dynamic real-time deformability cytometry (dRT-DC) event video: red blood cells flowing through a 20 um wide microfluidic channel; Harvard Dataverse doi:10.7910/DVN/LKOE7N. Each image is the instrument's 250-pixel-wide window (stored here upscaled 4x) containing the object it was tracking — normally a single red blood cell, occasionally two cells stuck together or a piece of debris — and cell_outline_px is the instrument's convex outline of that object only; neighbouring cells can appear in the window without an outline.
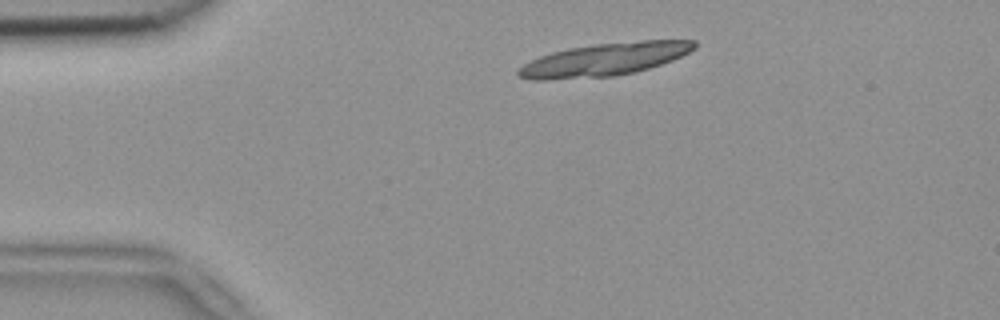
{"species": "common noctule bat (a hibernating species)", "species_latin": "Nyctalus noctula", "temperature_condition": "room temperature", "stored_images_in_passage": 7, "camera_frame_rate_fps": 3000, "um_per_image_px": 0.085, "animal": {"sex": "female", "body_mass_g": 18.4}, "frame": {"image": 1, "passage_image": 1, "time_ms": 0.0, "image_size_px": [1000, 320], "cell_outline_px": [[696, 48], [672, 60], [636, 72], [616, 76], [544, 80], [532, 80], [520, 76], [516, 72], [516, 68], [540, 56], [552, 52], [568, 48], [592, 44], [640, 40], [696, 40]], "centroid_in_image_um": [51.36, 5.05], "position_along_channel_um": 33.6, "area_um2": 33.7}}
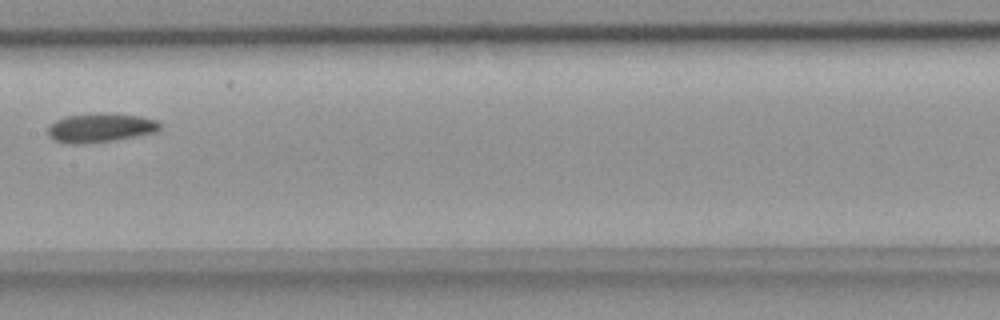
{"frame": {"image": 2, "passage_image": 6, "time_ms": 1.667, "image_size_px": [1000, 320], "cell_outline_px": [[160, 128], [156, 132], [116, 140], [76, 144], [72, 144], [56, 140], [48, 136], [48, 128], [56, 120], [68, 116], [96, 112], [100, 112], [140, 116], [156, 120], [160, 124]], "centroid_in_image_um": [8.55, 10.85], "position_along_channel_um": 198.9, "area_um2": 18.84}}
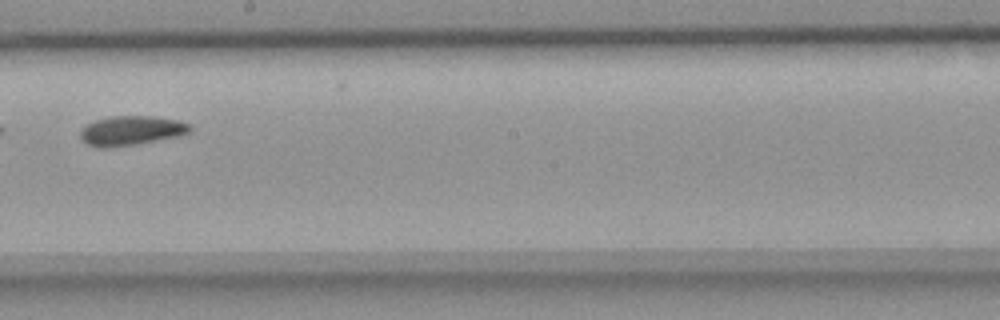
{"frame": {"image": 3, "passage_image": 7, "time_ms": 2.0, "image_size_px": [1000, 320], "cell_outline_px": [[192, 132], [180, 136], [136, 144], [108, 148], [100, 148], [88, 144], [80, 136], [80, 128], [84, 124], [108, 116], [152, 116], [180, 120], [188, 124], [192, 128]], "centroid_in_image_um": [11.16, 11.09], "position_along_channel_um": 237.0, "area_um2": 19.07}}